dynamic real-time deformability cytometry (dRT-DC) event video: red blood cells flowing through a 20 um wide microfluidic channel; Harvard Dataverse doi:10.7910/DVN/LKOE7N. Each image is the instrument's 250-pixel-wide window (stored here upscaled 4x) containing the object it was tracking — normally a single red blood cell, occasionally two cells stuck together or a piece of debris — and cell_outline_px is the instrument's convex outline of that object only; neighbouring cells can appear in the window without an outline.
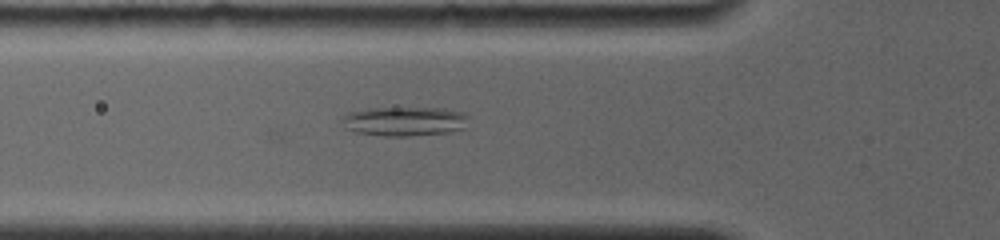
{"species": "common noctule bat (a hibernating species)", "species_latin": "Nyctalus noctula", "temperature_condition": "room temperature", "stored_images_in_passage": 7, "camera_frame_rate_fps": 4000, "um_per_image_px": 0.085, "animal": {"sex": "female", "body_mass_g": 19.0, "forearm_length_mm": 56.7}, "frame": {"image": 1, "passage_image": 3, "time_ms": 1.25, "image_size_px": [1000, 240], "cell_outline_px": [[468, 116], [464, 128], [448, 132], [408, 136], [384, 136], [356, 132], [348, 128], [340, 120], [340, 116], [348, 112], [368, 108], [444, 108], [464, 112]], "centroid_in_image_um": [34.36, 10.3], "position_along_channel_um": 91.4, "area_um2": 21.68}}
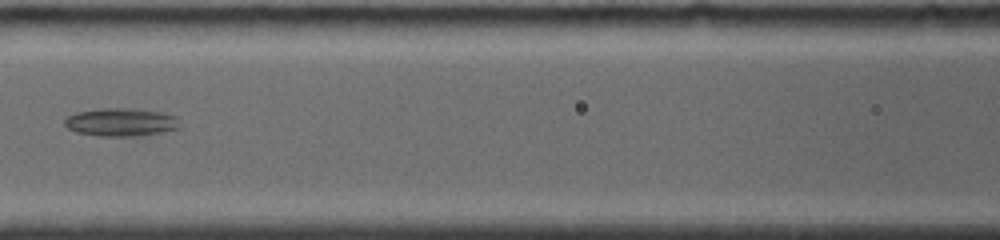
{"frame": {"image": 2, "passage_image": 6, "time_ms": 3.0, "image_size_px": [1000, 240], "cell_outline_px": [[180, 128], [140, 136], [100, 136], [76, 132], [68, 128], [64, 124], [64, 120], [68, 116], [76, 112], [100, 108], [136, 108], [160, 112], [176, 116], [180, 124]], "centroid_in_image_um": [10.28, 10.38], "position_along_channel_um": 156.3, "area_um2": 18.96}}